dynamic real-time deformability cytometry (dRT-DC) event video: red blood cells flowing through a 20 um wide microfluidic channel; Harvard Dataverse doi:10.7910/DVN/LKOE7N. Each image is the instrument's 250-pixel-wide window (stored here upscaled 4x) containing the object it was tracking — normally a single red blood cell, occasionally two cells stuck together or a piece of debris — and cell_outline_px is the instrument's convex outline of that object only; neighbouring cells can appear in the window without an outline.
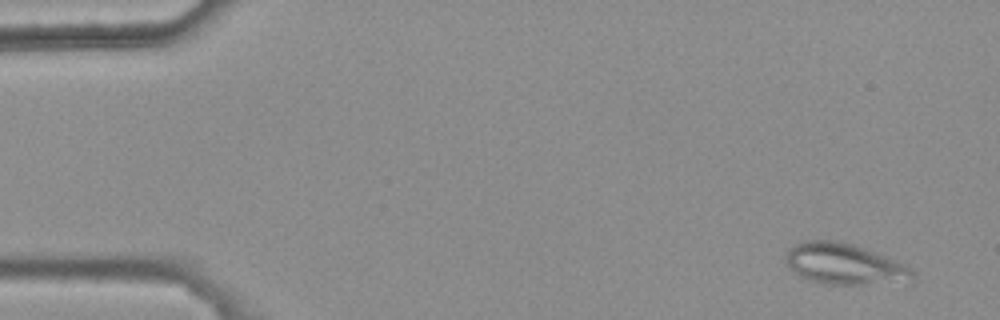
{"species": "common noctule bat (a hibernating species)", "species_latin": "Nyctalus noctula", "temperature_condition": "warm", "stored_images_in_passage": 46, "camera_frame_rate_fps": 3000, "um_per_image_px": 0.085, "animal": {"sex": "female", "body_mass_g": 25.1}, "frame": {"image": 1, "passage_image": 3, "time_ms": 0.667, "image_size_px": [1000, 320], "cell_outline_px": [[916, 280], [912, 284], [824, 284], [808, 280], [800, 276], [784, 260], [788, 248], [800, 240], [832, 240], [852, 244], [896, 260], [904, 264], [916, 272]], "centroid_in_image_um": [71.86, 22.47], "position_along_channel_um": 13.1, "area_um2": 30.92}}
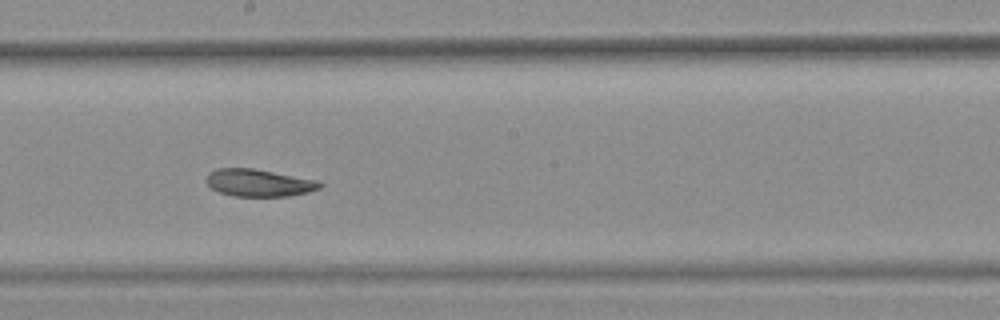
{"frame": {"image": 2, "passage_image": 30, "time_ms": 9.667, "image_size_px": [1000, 320], "cell_outline_px": [[324, 184], [320, 188], [308, 192], [288, 196], [232, 196], [220, 192], [212, 188], [204, 180], [208, 172], [216, 168], [252, 168], [320, 180]], "centroid_in_image_um": [22.01, 15.53], "position_along_channel_um": 226.2, "area_um2": 18.26}}
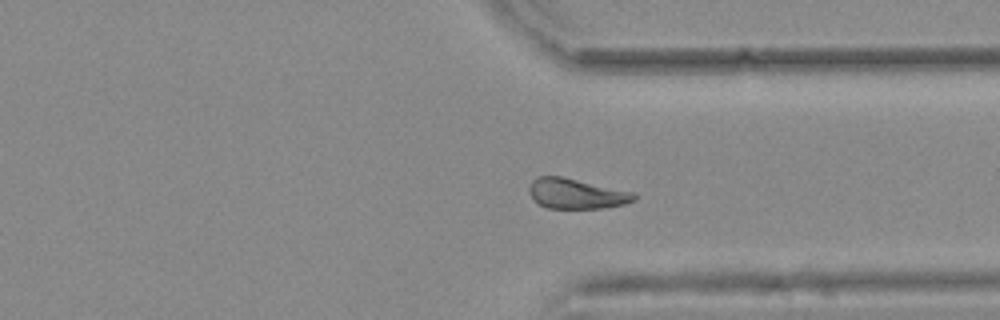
{"frame": {"image": 3, "passage_image": 41, "time_ms": 13.333, "image_size_px": [1000, 320], "cell_outline_px": [[636, 200], [624, 204], [604, 208], [548, 208], [540, 204], [532, 196], [528, 188], [532, 180], [536, 176], [560, 176], [632, 192], [636, 196]], "centroid_in_image_um": [48.98, 16.46], "position_along_channel_um": 362.4, "area_um2": 18.15}, "authors_computed_cell_mechanics": {"area_um2": 19.3052, "velocity_mm_per_s": 3.6944, "shape_relaxation_time_tau1_ms": null, "shape_relaxation_time_tau2_ms": 9.48, "deformation_change_tau1": null, "deformation_change_tau2": 0.1559}}